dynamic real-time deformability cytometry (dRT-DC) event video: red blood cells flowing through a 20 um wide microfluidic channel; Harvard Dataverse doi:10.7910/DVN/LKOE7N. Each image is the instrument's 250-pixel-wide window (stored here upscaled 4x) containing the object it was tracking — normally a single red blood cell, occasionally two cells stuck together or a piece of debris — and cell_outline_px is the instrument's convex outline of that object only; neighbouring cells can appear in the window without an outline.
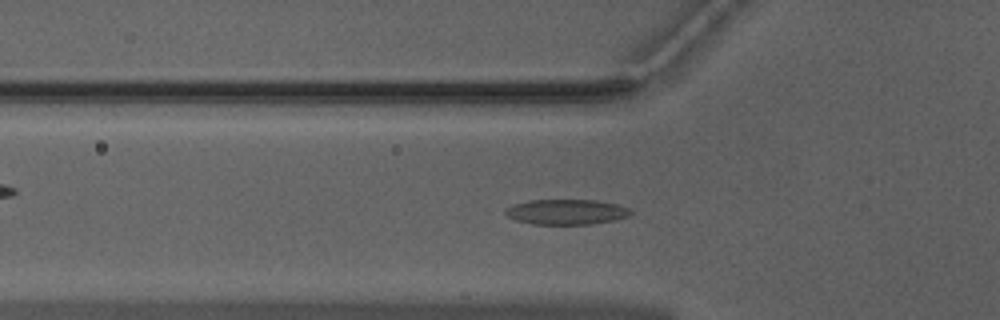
{"species": "Egyptian fruit bat (a non-hibernating species)", "species_latin": "Rousettus aegyptiacus", "temperature_condition": "warm", "stored_images_in_passage": 37, "camera_frame_rate_fps": 3000, "um_per_image_px": 0.085, "animal": {"sex": "male"}, "frame": {"image": 1, "passage_image": 3, "time_ms": 0.667, "image_size_px": [1000, 320], "cell_outline_px": [[632, 212], [628, 216], [616, 220], [592, 224], [532, 224], [516, 220], [508, 216], [504, 212], [512, 204], [528, 200], [596, 200], [616, 204], [628, 208]], "centroid_in_image_um": [48.14, 18.01], "position_along_channel_um": 77.7, "area_um2": 18.38}}
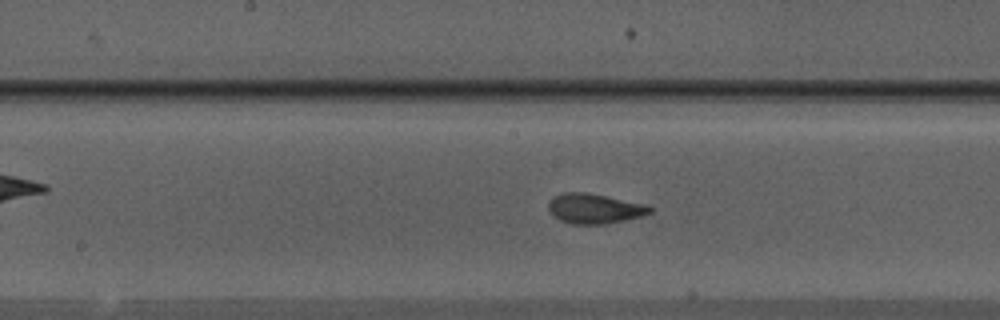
{"frame": {"image": 2, "passage_image": 12, "time_ms": 3.667, "image_size_px": [1000, 320], "cell_outline_px": [[652, 212], [624, 220], [604, 224], [572, 224], [560, 220], [552, 216], [548, 212], [548, 204], [556, 196], [564, 192], [588, 192], [648, 204], [652, 208]], "centroid_in_image_um": [50.52, 17.72], "position_along_channel_um": 197.7, "area_um2": 17.74}}
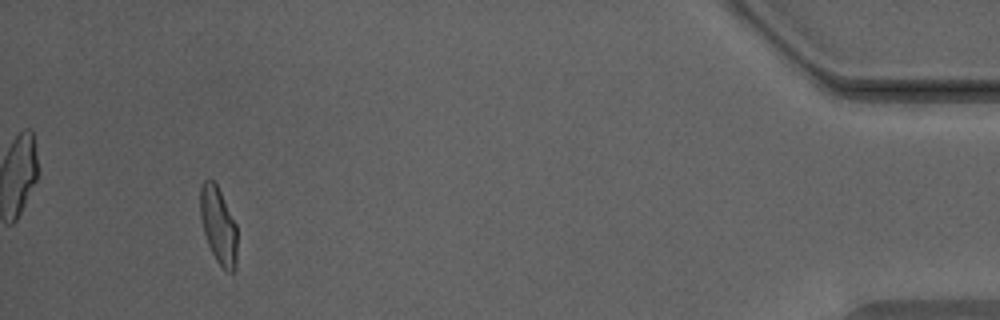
{"frame": {"image": 3, "passage_image": 34, "time_ms": 11.0, "image_size_px": [1000, 320], "cell_outline_px": [[236, 268], [232, 272], [228, 272], [216, 260], [208, 244], [200, 220], [200, 188], [204, 180], [208, 176], [216, 184], [236, 224]], "centroid_in_image_um": [18.54, 19.14], "position_along_channel_um": 416.7, "area_um2": 16.36}, "authors_computed_cell_mechanics": {"area_um2": 17.1666, "velocity_mm_per_s": 3.9751, "shape_relaxation_time_tau1_ms": 4.0651, "shape_relaxation_time_tau2_ms": 1.1671, "deformation_change_tau1": 0.1824, "deformation_change_tau2": 0.081}}